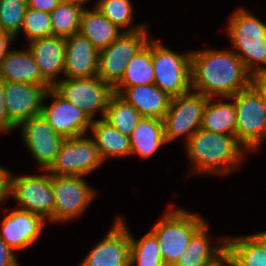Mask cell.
<instances>
[{
	"label": "cell",
	"instance_id": "cell-1",
	"mask_svg": "<svg viewBox=\"0 0 266 266\" xmlns=\"http://www.w3.org/2000/svg\"><path fill=\"white\" fill-rule=\"evenodd\" d=\"M191 87L207 98H230L250 86L251 74L234 52H191Z\"/></svg>",
	"mask_w": 266,
	"mask_h": 266
},
{
	"label": "cell",
	"instance_id": "cell-2",
	"mask_svg": "<svg viewBox=\"0 0 266 266\" xmlns=\"http://www.w3.org/2000/svg\"><path fill=\"white\" fill-rule=\"evenodd\" d=\"M187 155L198 173L226 175L242 163L246 149L236 136L214 133L202 128L185 142ZM196 167V168H195Z\"/></svg>",
	"mask_w": 266,
	"mask_h": 266
},
{
	"label": "cell",
	"instance_id": "cell-3",
	"mask_svg": "<svg viewBox=\"0 0 266 266\" xmlns=\"http://www.w3.org/2000/svg\"><path fill=\"white\" fill-rule=\"evenodd\" d=\"M228 25L227 31L232 41L231 44L237 49L234 52L242 60L245 69L250 74L265 70L266 23L240 8L231 16ZM259 63H263L264 66L261 67Z\"/></svg>",
	"mask_w": 266,
	"mask_h": 266
},
{
	"label": "cell",
	"instance_id": "cell-4",
	"mask_svg": "<svg viewBox=\"0 0 266 266\" xmlns=\"http://www.w3.org/2000/svg\"><path fill=\"white\" fill-rule=\"evenodd\" d=\"M205 224L198 214L169 210L151 232L156 236L165 266H173L187 250L192 236Z\"/></svg>",
	"mask_w": 266,
	"mask_h": 266
},
{
	"label": "cell",
	"instance_id": "cell-5",
	"mask_svg": "<svg viewBox=\"0 0 266 266\" xmlns=\"http://www.w3.org/2000/svg\"><path fill=\"white\" fill-rule=\"evenodd\" d=\"M236 109L237 141L246 151H255L266 138V103L250 85L230 98Z\"/></svg>",
	"mask_w": 266,
	"mask_h": 266
},
{
	"label": "cell",
	"instance_id": "cell-6",
	"mask_svg": "<svg viewBox=\"0 0 266 266\" xmlns=\"http://www.w3.org/2000/svg\"><path fill=\"white\" fill-rule=\"evenodd\" d=\"M154 83L170 97L185 94L191 88V52L180 55L152 40Z\"/></svg>",
	"mask_w": 266,
	"mask_h": 266
},
{
	"label": "cell",
	"instance_id": "cell-7",
	"mask_svg": "<svg viewBox=\"0 0 266 266\" xmlns=\"http://www.w3.org/2000/svg\"><path fill=\"white\" fill-rule=\"evenodd\" d=\"M146 28L124 32L98 53L97 76L114 88L124 75L127 64L148 42Z\"/></svg>",
	"mask_w": 266,
	"mask_h": 266
},
{
	"label": "cell",
	"instance_id": "cell-8",
	"mask_svg": "<svg viewBox=\"0 0 266 266\" xmlns=\"http://www.w3.org/2000/svg\"><path fill=\"white\" fill-rule=\"evenodd\" d=\"M61 97L80 108L93 120L96 111L105 115L113 88L98 76L90 78H65L56 81L52 87Z\"/></svg>",
	"mask_w": 266,
	"mask_h": 266
},
{
	"label": "cell",
	"instance_id": "cell-9",
	"mask_svg": "<svg viewBox=\"0 0 266 266\" xmlns=\"http://www.w3.org/2000/svg\"><path fill=\"white\" fill-rule=\"evenodd\" d=\"M103 162L93 139L85 138L84 135L65 138L54 162L45 173L83 177Z\"/></svg>",
	"mask_w": 266,
	"mask_h": 266
},
{
	"label": "cell",
	"instance_id": "cell-10",
	"mask_svg": "<svg viewBox=\"0 0 266 266\" xmlns=\"http://www.w3.org/2000/svg\"><path fill=\"white\" fill-rule=\"evenodd\" d=\"M207 97L191 91L171 98L169 108L163 118L165 141L171 142L179 136L186 138L201 128L203 109Z\"/></svg>",
	"mask_w": 266,
	"mask_h": 266
},
{
	"label": "cell",
	"instance_id": "cell-11",
	"mask_svg": "<svg viewBox=\"0 0 266 266\" xmlns=\"http://www.w3.org/2000/svg\"><path fill=\"white\" fill-rule=\"evenodd\" d=\"M8 196L16 199L22 210L41 215L53 222L54 194L51 175H23L14 177L10 173Z\"/></svg>",
	"mask_w": 266,
	"mask_h": 266
},
{
	"label": "cell",
	"instance_id": "cell-12",
	"mask_svg": "<svg viewBox=\"0 0 266 266\" xmlns=\"http://www.w3.org/2000/svg\"><path fill=\"white\" fill-rule=\"evenodd\" d=\"M82 178V176L51 175L54 222L67 221L81 215L94 199L95 190Z\"/></svg>",
	"mask_w": 266,
	"mask_h": 266
},
{
	"label": "cell",
	"instance_id": "cell-13",
	"mask_svg": "<svg viewBox=\"0 0 266 266\" xmlns=\"http://www.w3.org/2000/svg\"><path fill=\"white\" fill-rule=\"evenodd\" d=\"M51 87L4 81L5 110L9 121L19 127L27 119L41 115L45 95Z\"/></svg>",
	"mask_w": 266,
	"mask_h": 266
},
{
	"label": "cell",
	"instance_id": "cell-14",
	"mask_svg": "<svg viewBox=\"0 0 266 266\" xmlns=\"http://www.w3.org/2000/svg\"><path fill=\"white\" fill-rule=\"evenodd\" d=\"M54 98L50 106L43 105L41 115L64 138L86 135L92 120L80 108L61 97L52 87L46 95Z\"/></svg>",
	"mask_w": 266,
	"mask_h": 266
},
{
	"label": "cell",
	"instance_id": "cell-15",
	"mask_svg": "<svg viewBox=\"0 0 266 266\" xmlns=\"http://www.w3.org/2000/svg\"><path fill=\"white\" fill-rule=\"evenodd\" d=\"M19 126L27 148L41 168L47 170L54 162L65 138L58 134L42 115L31 117Z\"/></svg>",
	"mask_w": 266,
	"mask_h": 266
},
{
	"label": "cell",
	"instance_id": "cell-16",
	"mask_svg": "<svg viewBox=\"0 0 266 266\" xmlns=\"http://www.w3.org/2000/svg\"><path fill=\"white\" fill-rule=\"evenodd\" d=\"M118 218L105 238L89 252L80 266H130V232Z\"/></svg>",
	"mask_w": 266,
	"mask_h": 266
},
{
	"label": "cell",
	"instance_id": "cell-17",
	"mask_svg": "<svg viewBox=\"0 0 266 266\" xmlns=\"http://www.w3.org/2000/svg\"><path fill=\"white\" fill-rule=\"evenodd\" d=\"M45 219L36 213L22 209L13 210L4 217L0 227V238L14 251L34 243L44 225Z\"/></svg>",
	"mask_w": 266,
	"mask_h": 266
},
{
	"label": "cell",
	"instance_id": "cell-18",
	"mask_svg": "<svg viewBox=\"0 0 266 266\" xmlns=\"http://www.w3.org/2000/svg\"><path fill=\"white\" fill-rule=\"evenodd\" d=\"M98 53L80 32L65 38L64 75L72 79L97 76Z\"/></svg>",
	"mask_w": 266,
	"mask_h": 266
},
{
	"label": "cell",
	"instance_id": "cell-19",
	"mask_svg": "<svg viewBox=\"0 0 266 266\" xmlns=\"http://www.w3.org/2000/svg\"><path fill=\"white\" fill-rule=\"evenodd\" d=\"M29 42L28 50L35 59L42 77L53 87L57 74H64L65 38L49 36Z\"/></svg>",
	"mask_w": 266,
	"mask_h": 266
},
{
	"label": "cell",
	"instance_id": "cell-20",
	"mask_svg": "<svg viewBox=\"0 0 266 266\" xmlns=\"http://www.w3.org/2000/svg\"><path fill=\"white\" fill-rule=\"evenodd\" d=\"M146 26L147 25H138L121 32L117 25L113 24L94 7L93 11H88L86 8L83 9L80 18L79 32L84 35L98 51H101L119 38L124 32H136L146 28Z\"/></svg>",
	"mask_w": 266,
	"mask_h": 266
},
{
	"label": "cell",
	"instance_id": "cell-21",
	"mask_svg": "<svg viewBox=\"0 0 266 266\" xmlns=\"http://www.w3.org/2000/svg\"><path fill=\"white\" fill-rule=\"evenodd\" d=\"M142 117L163 120L169 108L171 98L155 84L126 87L120 94Z\"/></svg>",
	"mask_w": 266,
	"mask_h": 266
},
{
	"label": "cell",
	"instance_id": "cell-22",
	"mask_svg": "<svg viewBox=\"0 0 266 266\" xmlns=\"http://www.w3.org/2000/svg\"><path fill=\"white\" fill-rule=\"evenodd\" d=\"M0 79L7 82L50 85L41 75L30 51H9L0 65Z\"/></svg>",
	"mask_w": 266,
	"mask_h": 266
},
{
	"label": "cell",
	"instance_id": "cell-23",
	"mask_svg": "<svg viewBox=\"0 0 266 266\" xmlns=\"http://www.w3.org/2000/svg\"><path fill=\"white\" fill-rule=\"evenodd\" d=\"M208 224H204L191 238L187 250L179 257L173 266H212L220 258L226 248V238L219 240L221 244L211 247Z\"/></svg>",
	"mask_w": 266,
	"mask_h": 266
},
{
	"label": "cell",
	"instance_id": "cell-24",
	"mask_svg": "<svg viewBox=\"0 0 266 266\" xmlns=\"http://www.w3.org/2000/svg\"><path fill=\"white\" fill-rule=\"evenodd\" d=\"M91 131L93 140L98 148L102 159L108 157H126L131 155L130 137L122 134L103 118L92 120Z\"/></svg>",
	"mask_w": 266,
	"mask_h": 266
},
{
	"label": "cell",
	"instance_id": "cell-25",
	"mask_svg": "<svg viewBox=\"0 0 266 266\" xmlns=\"http://www.w3.org/2000/svg\"><path fill=\"white\" fill-rule=\"evenodd\" d=\"M129 137L131 155L138 154L143 158H148L166 143L163 120L142 117Z\"/></svg>",
	"mask_w": 266,
	"mask_h": 266
},
{
	"label": "cell",
	"instance_id": "cell-26",
	"mask_svg": "<svg viewBox=\"0 0 266 266\" xmlns=\"http://www.w3.org/2000/svg\"><path fill=\"white\" fill-rule=\"evenodd\" d=\"M154 77L152 40L149 39L147 44L127 64L123 77L113 91L120 94L126 87L153 84Z\"/></svg>",
	"mask_w": 266,
	"mask_h": 266
},
{
	"label": "cell",
	"instance_id": "cell-27",
	"mask_svg": "<svg viewBox=\"0 0 266 266\" xmlns=\"http://www.w3.org/2000/svg\"><path fill=\"white\" fill-rule=\"evenodd\" d=\"M208 98L203 109L201 128L214 133L235 136L236 109L234 102L213 103Z\"/></svg>",
	"mask_w": 266,
	"mask_h": 266
},
{
	"label": "cell",
	"instance_id": "cell-28",
	"mask_svg": "<svg viewBox=\"0 0 266 266\" xmlns=\"http://www.w3.org/2000/svg\"><path fill=\"white\" fill-rule=\"evenodd\" d=\"M84 5L78 1L61 0L50 13L53 36L67 38L79 32Z\"/></svg>",
	"mask_w": 266,
	"mask_h": 266
},
{
	"label": "cell",
	"instance_id": "cell-29",
	"mask_svg": "<svg viewBox=\"0 0 266 266\" xmlns=\"http://www.w3.org/2000/svg\"><path fill=\"white\" fill-rule=\"evenodd\" d=\"M142 116L119 94L113 93L109 99L103 119L120 131L130 136Z\"/></svg>",
	"mask_w": 266,
	"mask_h": 266
},
{
	"label": "cell",
	"instance_id": "cell-30",
	"mask_svg": "<svg viewBox=\"0 0 266 266\" xmlns=\"http://www.w3.org/2000/svg\"><path fill=\"white\" fill-rule=\"evenodd\" d=\"M130 266H165L156 236L150 231L136 240L130 234Z\"/></svg>",
	"mask_w": 266,
	"mask_h": 266
},
{
	"label": "cell",
	"instance_id": "cell-31",
	"mask_svg": "<svg viewBox=\"0 0 266 266\" xmlns=\"http://www.w3.org/2000/svg\"><path fill=\"white\" fill-rule=\"evenodd\" d=\"M226 248L244 266H266V251L251 235L226 239Z\"/></svg>",
	"mask_w": 266,
	"mask_h": 266
},
{
	"label": "cell",
	"instance_id": "cell-32",
	"mask_svg": "<svg viewBox=\"0 0 266 266\" xmlns=\"http://www.w3.org/2000/svg\"><path fill=\"white\" fill-rule=\"evenodd\" d=\"M27 8V0H0V30L16 39Z\"/></svg>",
	"mask_w": 266,
	"mask_h": 266
},
{
	"label": "cell",
	"instance_id": "cell-33",
	"mask_svg": "<svg viewBox=\"0 0 266 266\" xmlns=\"http://www.w3.org/2000/svg\"><path fill=\"white\" fill-rule=\"evenodd\" d=\"M95 7L120 29L131 26L133 7L130 0H99Z\"/></svg>",
	"mask_w": 266,
	"mask_h": 266
},
{
	"label": "cell",
	"instance_id": "cell-34",
	"mask_svg": "<svg viewBox=\"0 0 266 266\" xmlns=\"http://www.w3.org/2000/svg\"><path fill=\"white\" fill-rule=\"evenodd\" d=\"M21 29L28 41L53 36L50 13L27 8Z\"/></svg>",
	"mask_w": 266,
	"mask_h": 266
},
{
	"label": "cell",
	"instance_id": "cell-35",
	"mask_svg": "<svg viewBox=\"0 0 266 266\" xmlns=\"http://www.w3.org/2000/svg\"><path fill=\"white\" fill-rule=\"evenodd\" d=\"M15 126L9 121L5 110L4 81L0 79V132L12 131Z\"/></svg>",
	"mask_w": 266,
	"mask_h": 266
},
{
	"label": "cell",
	"instance_id": "cell-36",
	"mask_svg": "<svg viewBox=\"0 0 266 266\" xmlns=\"http://www.w3.org/2000/svg\"><path fill=\"white\" fill-rule=\"evenodd\" d=\"M250 85L266 103V69L251 74Z\"/></svg>",
	"mask_w": 266,
	"mask_h": 266
},
{
	"label": "cell",
	"instance_id": "cell-37",
	"mask_svg": "<svg viewBox=\"0 0 266 266\" xmlns=\"http://www.w3.org/2000/svg\"><path fill=\"white\" fill-rule=\"evenodd\" d=\"M0 266H19L14 251L0 238Z\"/></svg>",
	"mask_w": 266,
	"mask_h": 266
},
{
	"label": "cell",
	"instance_id": "cell-38",
	"mask_svg": "<svg viewBox=\"0 0 266 266\" xmlns=\"http://www.w3.org/2000/svg\"><path fill=\"white\" fill-rule=\"evenodd\" d=\"M61 2V0H27L29 8L51 13Z\"/></svg>",
	"mask_w": 266,
	"mask_h": 266
},
{
	"label": "cell",
	"instance_id": "cell-39",
	"mask_svg": "<svg viewBox=\"0 0 266 266\" xmlns=\"http://www.w3.org/2000/svg\"><path fill=\"white\" fill-rule=\"evenodd\" d=\"M10 171L0 167V202L8 197Z\"/></svg>",
	"mask_w": 266,
	"mask_h": 266
},
{
	"label": "cell",
	"instance_id": "cell-40",
	"mask_svg": "<svg viewBox=\"0 0 266 266\" xmlns=\"http://www.w3.org/2000/svg\"><path fill=\"white\" fill-rule=\"evenodd\" d=\"M14 40L15 38L11 34L0 30V65L4 57L10 51L9 45L11 41H14Z\"/></svg>",
	"mask_w": 266,
	"mask_h": 266
},
{
	"label": "cell",
	"instance_id": "cell-41",
	"mask_svg": "<svg viewBox=\"0 0 266 266\" xmlns=\"http://www.w3.org/2000/svg\"><path fill=\"white\" fill-rule=\"evenodd\" d=\"M224 266H244L227 248H225L219 258Z\"/></svg>",
	"mask_w": 266,
	"mask_h": 266
},
{
	"label": "cell",
	"instance_id": "cell-42",
	"mask_svg": "<svg viewBox=\"0 0 266 266\" xmlns=\"http://www.w3.org/2000/svg\"><path fill=\"white\" fill-rule=\"evenodd\" d=\"M257 243L266 251V231L251 235Z\"/></svg>",
	"mask_w": 266,
	"mask_h": 266
},
{
	"label": "cell",
	"instance_id": "cell-43",
	"mask_svg": "<svg viewBox=\"0 0 266 266\" xmlns=\"http://www.w3.org/2000/svg\"><path fill=\"white\" fill-rule=\"evenodd\" d=\"M69 1H78V2H81V3H83V4H84V3L86 4V3L88 2V0H69Z\"/></svg>",
	"mask_w": 266,
	"mask_h": 266
},
{
	"label": "cell",
	"instance_id": "cell-44",
	"mask_svg": "<svg viewBox=\"0 0 266 266\" xmlns=\"http://www.w3.org/2000/svg\"><path fill=\"white\" fill-rule=\"evenodd\" d=\"M212 266H224L219 260Z\"/></svg>",
	"mask_w": 266,
	"mask_h": 266
}]
</instances>
